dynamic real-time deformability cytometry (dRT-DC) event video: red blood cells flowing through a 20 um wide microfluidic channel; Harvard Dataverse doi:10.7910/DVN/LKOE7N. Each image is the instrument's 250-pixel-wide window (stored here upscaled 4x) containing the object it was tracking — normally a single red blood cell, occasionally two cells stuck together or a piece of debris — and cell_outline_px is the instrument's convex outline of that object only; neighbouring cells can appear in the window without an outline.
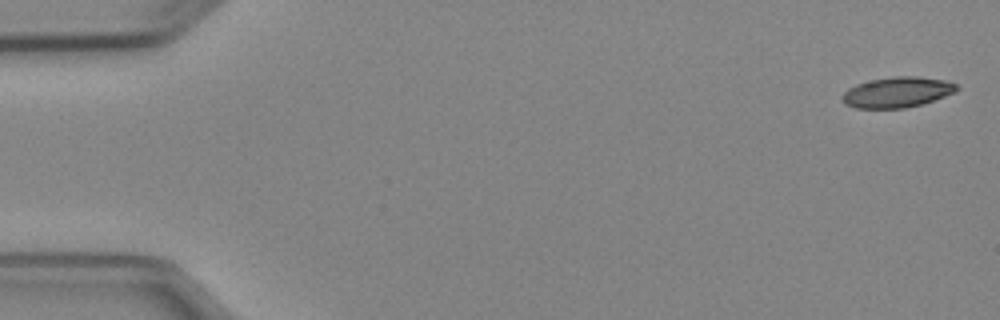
{"species": "Egyptian fruit bat (a non-hibernating species)", "species_latin": "Rousettus aegyptiacus", "temperature_condition": "cold", "stored_images_in_passage": 4, "camera_frame_rate_fps": 3000, "um_per_image_px": 0.085, "animal": {"sex": "female"}, "frame": {"image": 1, "passage_image": 1, "time_ms": 0.0, "image_size_px": [1000, 320], "cell_outline_px": [[960, 88], [956, 92], [920, 104], [904, 108], [856, 108], [844, 104], [840, 100], [840, 96], [848, 88], [856, 84], [872, 80], [892, 76], [916, 76], [944, 80], [956, 84]], "centroid_in_image_um": [76.22, 7.84], "position_along_channel_um": 8.8, "area_um2": 20.35}}
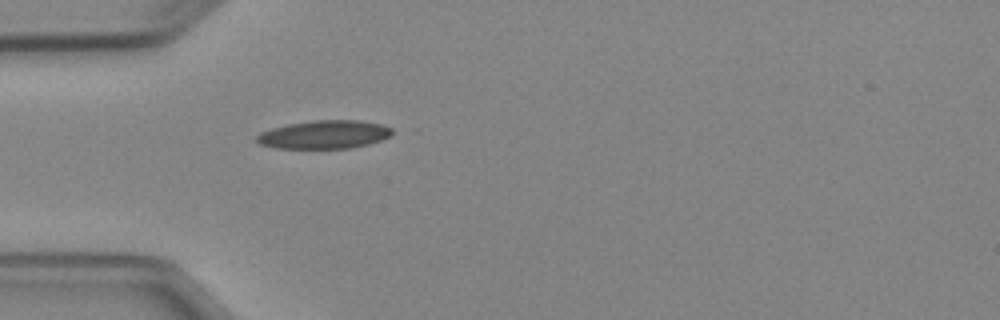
{"frame": {"image": 2, "passage_image": 4, "time_ms": 4.667, "image_size_px": [1000, 320], "cell_outline_px": [[392, 136], [368, 144], [352, 148], [276, 148], [260, 144], [256, 140], [256, 136], [260, 132], [272, 128], [288, 124], [312, 120], [360, 120], [384, 124], [392, 128]], "centroid_in_image_um": [27.59, 11.43], "position_along_channel_um": 57.4, "area_um2": 22.48}}